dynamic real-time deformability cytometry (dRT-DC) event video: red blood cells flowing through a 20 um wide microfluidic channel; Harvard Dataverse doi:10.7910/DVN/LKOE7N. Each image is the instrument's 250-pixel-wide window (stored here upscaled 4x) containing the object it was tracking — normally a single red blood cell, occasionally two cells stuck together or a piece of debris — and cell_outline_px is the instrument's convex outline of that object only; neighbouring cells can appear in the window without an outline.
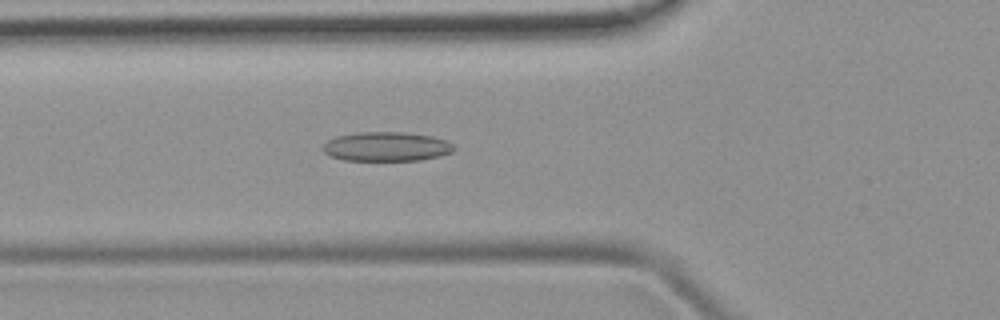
{"species": "common noctule bat (a hibernating species)", "species_latin": "Nyctalus noctula", "temperature_condition": "room temperature", "stored_images_in_passage": 49, "camera_frame_rate_fps": 3000, "um_per_image_px": 0.085, "animal": {"sex": "female", "body_mass_g": 19.9}, "frame": {"image": 1, "passage_image": 18, "time_ms": 5.667, "image_size_px": [1000, 320], "cell_outline_px": [[456, 148], [452, 152], [440, 156], [420, 160], [344, 160], [332, 156], [324, 152], [324, 144], [328, 140], [336, 136], [356, 132], [404, 132], [432, 136], [448, 140]], "centroid_in_image_um": [32.89, 12.45], "position_along_channel_um": 92.9, "area_um2": 22.37}}
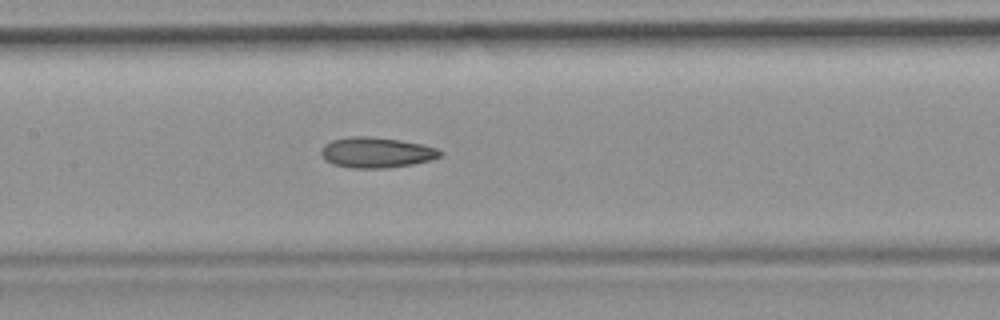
{"frame": {"image": 2, "passage_image": 24, "time_ms": 7.667, "image_size_px": [1000, 320], "cell_outline_px": [[444, 152], [440, 156], [428, 160], [412, 164], [384, 168], [352, 168], [332, 164], [324, 160], [320, 152], [320, 148], [324, 144], [332, 140], [352, 136], [368, 136], [396, 140], [420, 144], [436, 148]], "centroid_in_image_um": [31.92, 12.96], "position_along_channel_um": 175.5, "area_um2": 20.98}}
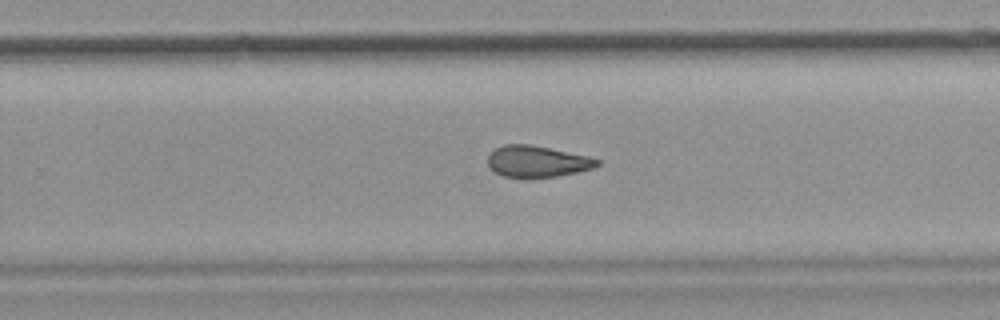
{"frame": {"image": 3, "passage_image": 32, "time_ms": 10.333, "image_size_px": [1000, 320], "cell_outline_px": [[600, 164], [592, 168], [576, 172], [556, 176], [504, 176], [496, 172], [488, 164], [488, 156], [496, 148], [504, 144], [528, 144], [588, 156], [600, 160]], "centroid_in_image_um": [45.67, 13.7], "position_along_channel_um": 284.1, "area_um2": 19.36}}